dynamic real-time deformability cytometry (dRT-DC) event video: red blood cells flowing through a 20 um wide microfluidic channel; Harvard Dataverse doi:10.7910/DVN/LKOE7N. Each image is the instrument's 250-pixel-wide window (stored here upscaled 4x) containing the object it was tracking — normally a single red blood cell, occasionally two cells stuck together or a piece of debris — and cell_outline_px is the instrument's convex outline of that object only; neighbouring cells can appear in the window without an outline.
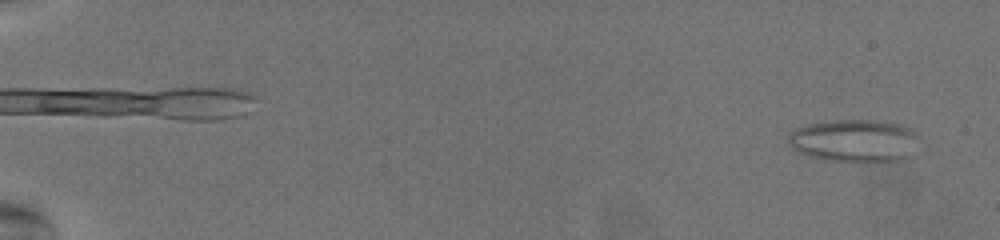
{"species": "common noctule bat (a hibernating species)", "species_latin": "Nyctalus noctula", "temperature_condition": "warm", "stored_images_in_passage": 20, "camera_frame_rate_fps": 3000, "um_per_image_px": 0.085, "animal": {"sex": "female", "body_mass_g": 19.5, "forearm_length_mm": 54.1}, "frame": {"image": 1, "passage_image": 2, "time_ms": 0.333, "image_size_px": [1000, 240], "cell_outline_px": [[916, 136], [904, 156], [888, 160], [832, 160], [812, 156], [800, 152], [792, 148], [788, 144], [788, 136], [796, 128], [808, 124], [832, 120], [876, 120], [900, 124], [908, 128]], "centroid_in_image_um": [72.46, 11.9], "position_along_channel_um": 12.5, "area_um2": 30.81}}
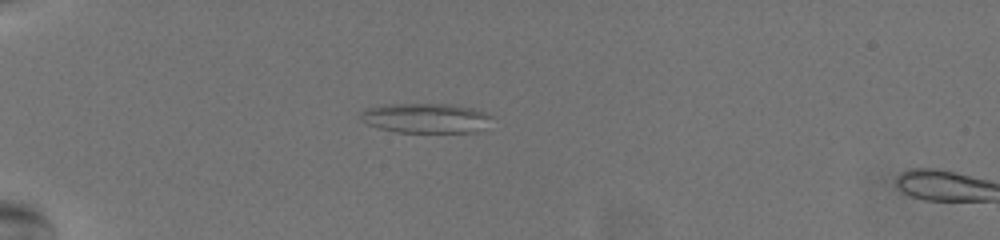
{"frame": {"image": 2, "passage_image": 18, "time_ms": 5.667, "image_size_px": [1000, 240], "cell_outline_px": [[492, 116], [480, 132], [396, 132], [380, 128], [368, 124], [360, 116], [360, 112], [364, 108], [388, 104], [452, 104], [472, 108], [484, 112]], "centroid_in_image_um": [36.18, 10.03], "position_along_channel_um": 48.8, "area_um2": 22.66}}